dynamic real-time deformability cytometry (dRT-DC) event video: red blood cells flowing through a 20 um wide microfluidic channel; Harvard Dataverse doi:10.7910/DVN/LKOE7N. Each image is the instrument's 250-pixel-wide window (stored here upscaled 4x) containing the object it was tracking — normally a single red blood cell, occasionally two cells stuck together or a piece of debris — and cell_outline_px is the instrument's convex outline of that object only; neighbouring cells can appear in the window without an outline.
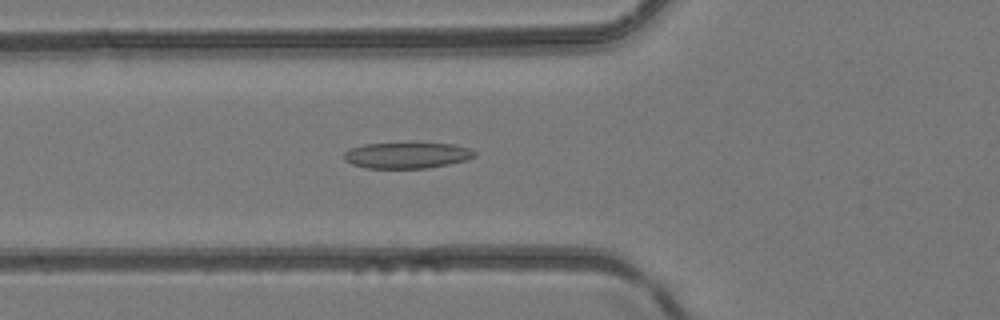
{"species": "common noctule bat (a hibernating species)", "species_latin": "Nyctalus noctula", "temperature_condition": "room temperature", "stored_images_in_passage": 42, "camera_frame_rate_fps": 3000, "um_per_image_px": 0.085, "animal": {"sex": "female", "body_mass_g": 24.6, "forearm_length_mm": 56.2}, "frame": {"image": 1, "passage_image": 13, "time_ms": 4.0, "image_size_px": [1000, 320], "cell_outline_px": [[476, 156], [468, 160], [428, 168], [364, 168], [352, 164], [344, 160], [344, 152], [348, 148], [364, 144], [412, 140], [416, 140], [452, 144], [472, 148], [476, 152]], "centroid_in_image_um": [34.61, 13.14], "position_along_channel_um": 91.2, "area_um2": 21.1}}
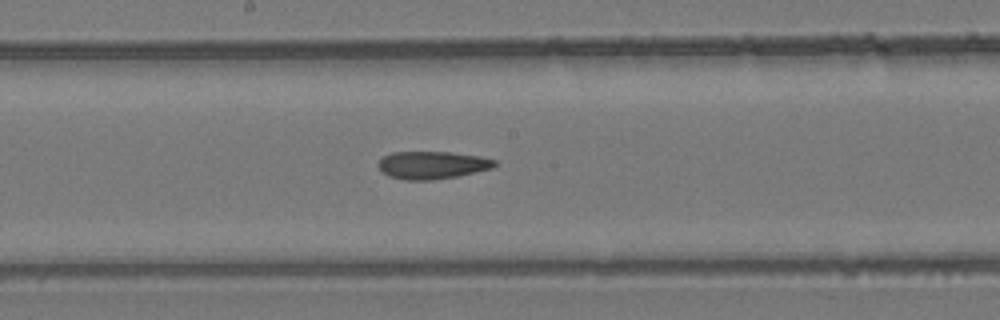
{"frame": {"image": 2, "passage_image": 21, "time_ms": 6.667, "image_size_px": [1000, 320], "cell_outline_px": [[496, 164], [492, 168], [456, 176], [432, 180], [404, 180], [388, 176], [376, 164], [384, 156], [392, 152], [448, 152], [480, 156], [496, 160]], "centroid_in_image_um": [36.72, 14.03], "position_along_channel_um": 211.5, "area_um2": 18.61}}
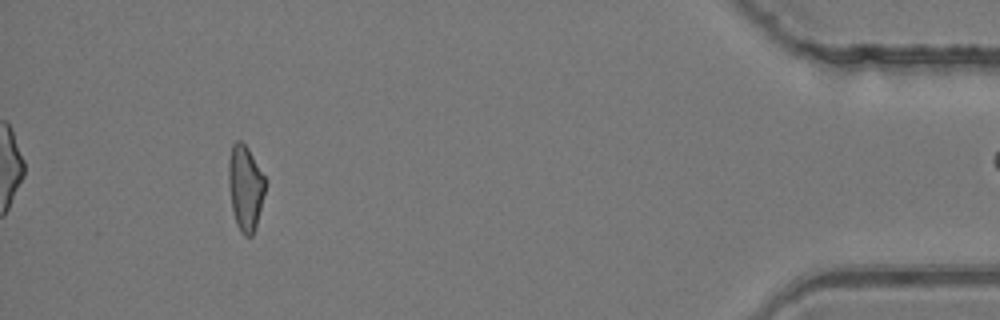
{"frame": {"image": 3, "passage_image": 39, "time_ms": 12.667, "image_size_px": [1000, 320], "cell_outline_px": [[264, 192], [256, 228], [252, 236], [244, 236], [240, 232], [236, 224], [232, 208], [228, 184], [228, 160], [232, 144], [236, 140], [240, 140], [248, 148], [264, 176]], "centroid_in_image_um": [20.82, 15.97], "position_along_channel_um": 414.4, "area_um2": 18.15}}